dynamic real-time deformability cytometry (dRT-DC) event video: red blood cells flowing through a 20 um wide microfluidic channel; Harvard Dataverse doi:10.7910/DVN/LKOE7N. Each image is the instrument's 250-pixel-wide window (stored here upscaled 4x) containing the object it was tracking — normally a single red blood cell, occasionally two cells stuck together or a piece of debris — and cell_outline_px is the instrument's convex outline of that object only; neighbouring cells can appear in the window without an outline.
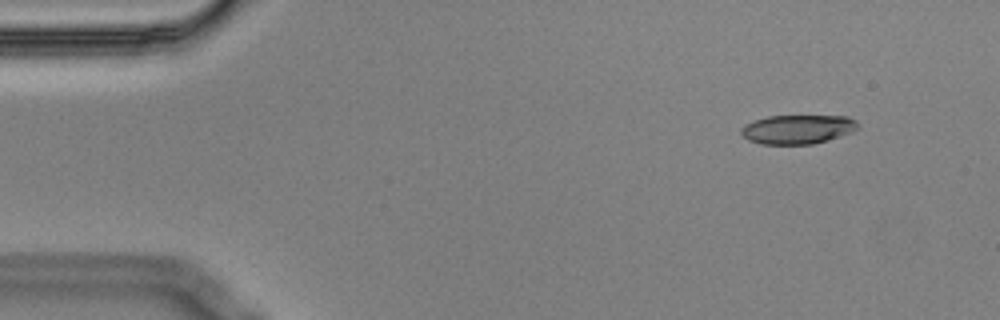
{"species": "Egyptian fruit bat (a non-hibernating species)", "species_latin": "Rousettus aegyptiacus", "temperature_condition": "cold", "stored_images_in_passage": 4, "camera_frame_rate_fps": 3000, "um_per_image_px": 0.085, "animal": {"sex": "male"}, "frame": {"image": 1, "passage_image": 1, "time_ms": 0.0, "image_size_px": [1000, 320], "cell_outline_px": [[860, 124], [852, 132], [828, 140], [812, 144], [760, 144], [748, 140], [740, 132], [740, 128], [744, 124], [768, 116], [848, 116], [856, 120]], "centroid_in_image_um": [67.8, 10.99], "position_along_channel_um": 17.2, "area_um2": 19.83}}
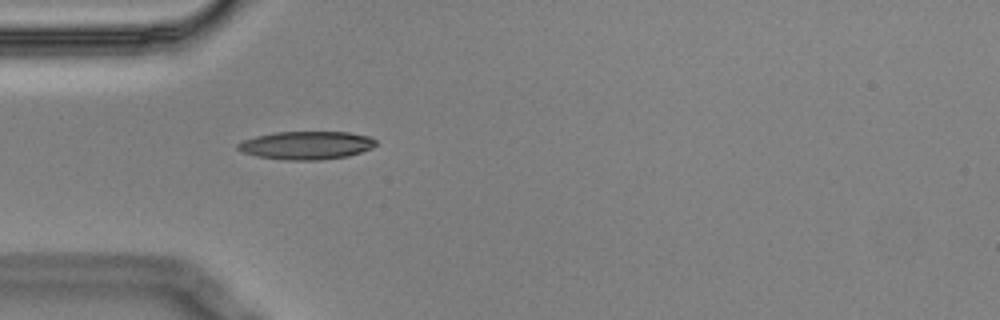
{"frame": {"image": 2, "passage_image": 4, "time_ms": 1.0, "image_size_px": [1000, 320], "cell_outline_px": [[376, 144], [372, 148], [348, 156], [320, 160], [284, 160], [256, 156], [244, 152], [236, 148], [236, 144], [244, 140], [256, 136], [276, 132], [348, 132], [368, 136], [376, 140]], "centroid_in_image_um": [26.04, 12.35], "position_along_channel_um": 59.0, "area_um2": 22.6}}